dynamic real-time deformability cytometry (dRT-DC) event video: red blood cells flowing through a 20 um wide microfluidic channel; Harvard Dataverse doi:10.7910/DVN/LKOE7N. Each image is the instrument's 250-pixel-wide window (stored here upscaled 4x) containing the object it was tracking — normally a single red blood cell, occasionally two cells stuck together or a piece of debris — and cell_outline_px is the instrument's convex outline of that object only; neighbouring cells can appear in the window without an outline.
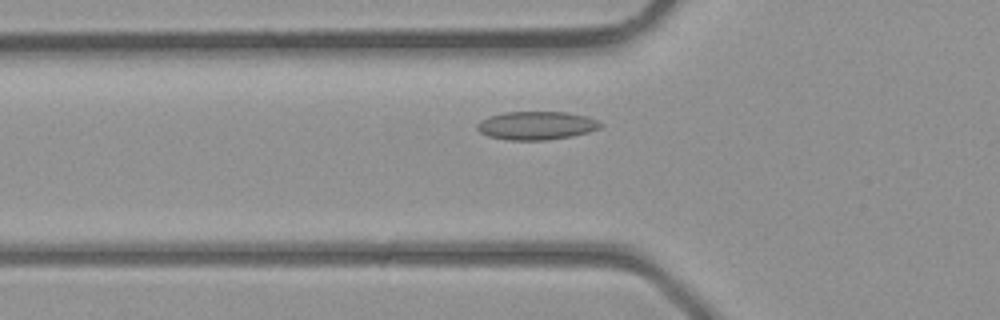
{"species": "common noctule bat (a hibernating species)", "species_latin": "Nyctalus noctula", "temperature_condition": "room temperature", "stored_images_in_passage": 25, "camera_frame_rate_fps": 3000, "um_per_image_px": 0.085, "animal": {"sex": "male", "body_mass_g": 23.1, "forearm_length_mm": 52.7}, "frame": {"image": 1, "passage_image": 4, "time_ms": 1.0, "image_size_px": [1000, 320], "cell_outline_px": [[604, 124], [600, 128], [588, 132], [572, 136], [548, 140], [508, 140], [488, 136], [480, 132], [476, 128], [476, 124], [480, 120], [488, 116], [504, 112], [568, 112], [588, 116]], "centroid_in_image_um": [45.59, 10.67], "position_along_channel_um": 80.2, "area_um2": 20.58}}
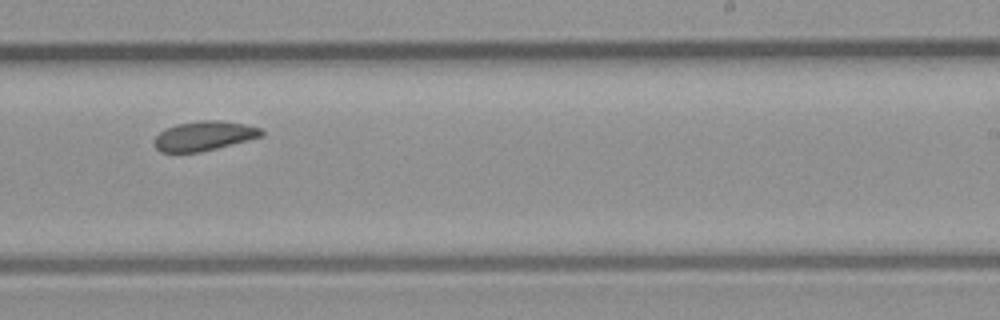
{"frame": {"image": 2, "passage_image": 15, "time_ms": 4.667, "image_size_px": [1000, 320], "cell_outline_px": [[264, 136], [200, 152], [160, 152], [152, 144], [152, 140], [164, 128], [176, 124], [200, 120], [216, 120], [244, 124], [264, 128]], "centroid_in_image_um": [17.33, 11.55], "position_along_channel_um": 271.7, "area_um2": 18.61}}
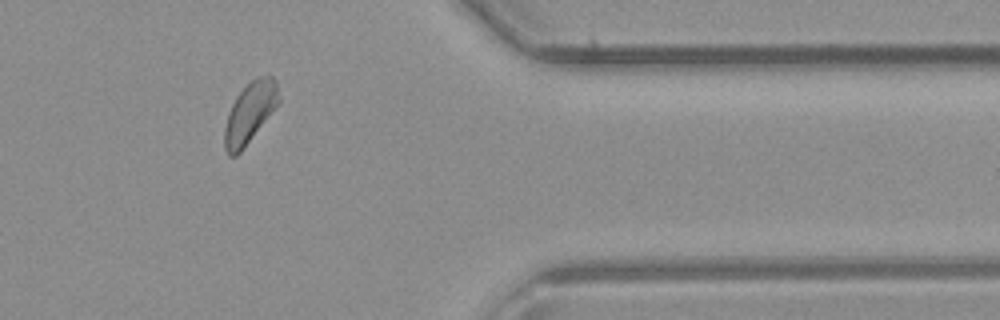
{"frame": {"image": 3, "passage_image": 23, "time_ms": 7.333, "image_size_px": [1000, 320], "cell_outline_px": [[280, 100], [244, 148], [236, 156], [228, 156], [224, 148], [224, 128], [228, 112], [236, 96], [256, 76], [272, 76], [276, 80], [280, 96]], "centroid_in_image_um": [21.21, 9.58], "position_along_channel_um": 390.2, "area_um2": 18.96}}